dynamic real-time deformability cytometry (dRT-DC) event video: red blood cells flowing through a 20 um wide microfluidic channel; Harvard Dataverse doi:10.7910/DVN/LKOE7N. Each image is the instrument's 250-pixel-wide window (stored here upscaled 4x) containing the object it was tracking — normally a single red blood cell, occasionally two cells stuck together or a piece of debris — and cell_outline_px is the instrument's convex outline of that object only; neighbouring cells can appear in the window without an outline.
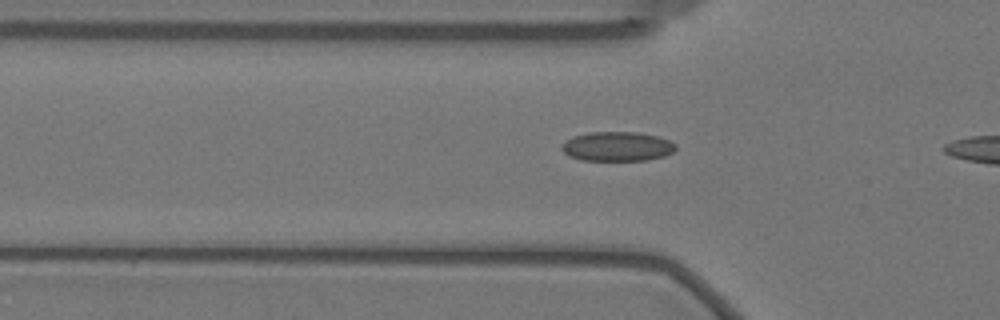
{"species": "Egyptian fruit bat (a non-hibernating species)", "species_latin": "Rousettus aegyptiacus", "temperature_condition": "warm", "stored_images_in_passage": 14, "camera_frame_rate_fps": 3000, "um_per_image_px": 0.085, "animal": {"sex": "female"}, "frame": {"image": 1, "passage_image": 4, "time_ms": 1.0, "image_size_px": [1000, 320], "cell_outline_px": [[676, 148], [672, 152], [664, 156], [648, 160], [580, 160], [568, 156], [560, 148], [572, 136], [588, 132], [636, 132], [656, 136], [668, 140], [676, 144]], "centroid_in_image_um": [52.45, 12.45], "position_along_channel_um": 73.3, "area_um2": 19.48}}
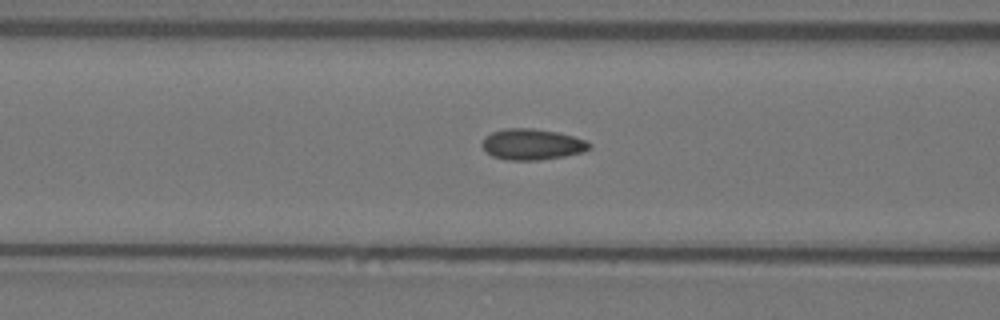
{"frame": {"image": 2, "passage_image": 8, "time_ms": 2.333, "image_size_px": [1000, 320], "cell_outline_px": [[592, 148], [584, 152], [564, 156], [540, 160], [508, 160], [492, 156], [480, 144], [484, 136], [492, 132], [504, 128], [532, 128], [556, 132], [572, 136], [584, 140], [592, 144]], "centroid_in_image_um": [45.22, 12.27], "position_along_channel_um": 121.4, "area_um2": 19.42}}
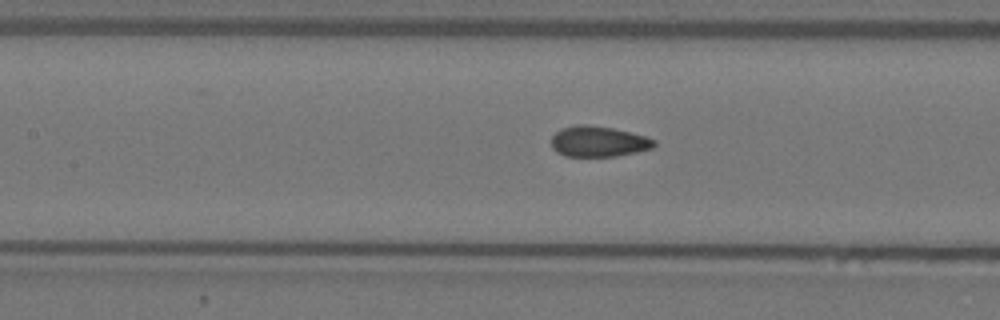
{"frame": {"image": 3, "passage_image": 11, "time_ms": 3.333, "image_size_px": [1000, 320], "cell_outline_px": [[656, 144], [652, 148], [636, 152], [616, 156], [564, 156], [556, 152], [552, 148], [552, 136], [560, 128], [580, 124], [584, 124], [612, 128], [644, 136], [656, 140]], "centroid_in_image_um": [50.84, 12.03], "position_along_channel_um": 156.6, "area_um2": 18.26}}